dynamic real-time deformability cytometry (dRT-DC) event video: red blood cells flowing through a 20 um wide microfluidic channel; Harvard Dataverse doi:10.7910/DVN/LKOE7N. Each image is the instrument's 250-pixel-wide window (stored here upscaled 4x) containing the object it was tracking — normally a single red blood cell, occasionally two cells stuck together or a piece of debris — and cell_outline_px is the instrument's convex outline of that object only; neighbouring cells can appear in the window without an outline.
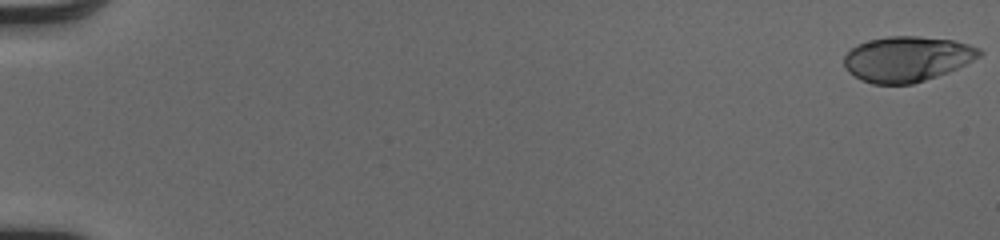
{"species": "human", "species_latin": "Homo sapiens", "temperature_condition": "cold", "stored_images_in_passage": 52, "camera_frame_rate_fps": 3000, "um_per_image_px": 0.085, "donor": {"sex": "male"}, "frame": {"image": 1, "passage_image": 1, "time_ms": 0.0, "image_size_px": [1000, 240], "cell_outline_px": [[984, 52], [980, 56], [948, 72], [912, 84], [872, 84], [860, 80], [848, 72], [844, 68], [844, 56], [856, 44], [888, 36], [916, 36], [952, 40], [968, 44], [980, 48]], "centroid_in_image_um": [77.07, 5.01], "position_along_channel_um": 7.9, "area_um2": 35.6}}
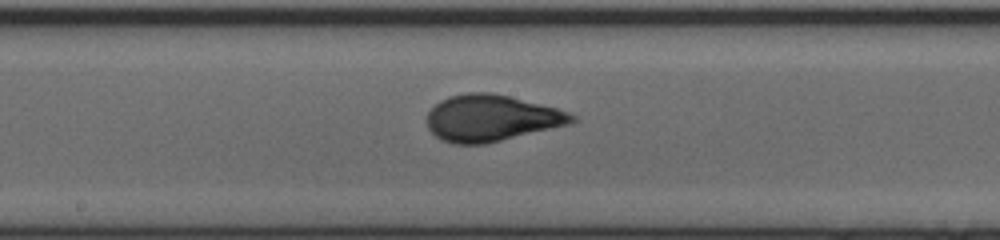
{"frame": {"image": 2, "passage_image": 30, "time_ms": 9.667, "image_size_px": [1000, 240], "cell_outline_px": [[576, 120], [572, 124], [484, 144], [452, 144], [440, 140], [428, 128], [428, 112], [440, 100], [448, 96], [468, 92], [488, 92], [508, 96], [556, 108], [568, 112], [576, 116]], "centroid_in_image_um": [41.76, 10.04], "position_along_channel_um": 206.4, "area_um2": 39.13}}
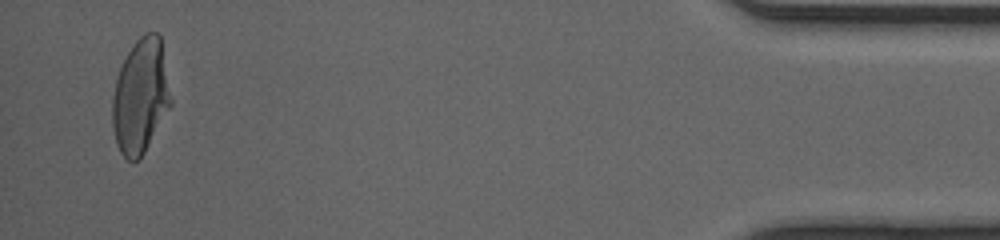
{"frame": {"image": 3, "passage_image": 51, "time_ms": 16.667, "image_size_px": [1000, 240], "cell_outline_px": [[172, 104], [140, 160], [132, 164], [120, 152], [116, 144], [112, 128], [112, 96], [116, 80], [120, 68], [128, 52], [136, 40], [140, 36], [148, 32], [156, 32], [160, 36], [172, 100]], "centroid_in_image_um": [11.94, 8.23], "position_along_channel_um": 423.3, "area_um2": 39.19}, "authors_computed_cell_mechanics": {"area_um2": 37.7723, "velocity_mm_per_s": 4.1025, "shape_relaxation_time_tau1_ms": 4.0396, "shape_relaxation_time_tau2_ms": null, "deformation_change_tau1": 0.1896, "deformation_change_tau2": null}}